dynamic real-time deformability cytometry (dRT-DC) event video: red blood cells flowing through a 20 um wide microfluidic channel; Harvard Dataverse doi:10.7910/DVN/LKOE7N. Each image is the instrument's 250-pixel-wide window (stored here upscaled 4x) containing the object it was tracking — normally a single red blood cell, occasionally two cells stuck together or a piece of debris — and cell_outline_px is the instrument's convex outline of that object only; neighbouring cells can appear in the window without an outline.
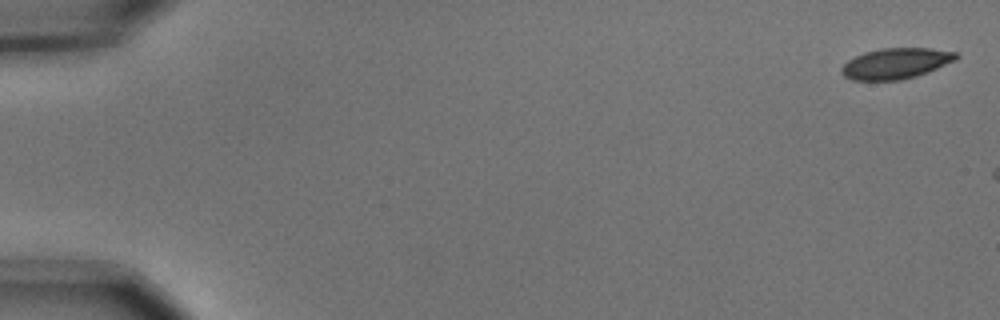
{"species": "common noctule bat (a hibernating species)", "species_latin": "Nyctalus noctula", "temperature_condition": "cold", "stored_images_in_passage": 3, "camera_frame_rate_fps": 3000, "um_per_image_px": 0.085, "animal": {"sex": "male", "body_mass_g": 15.6}, "frame": {"image": 1, "passage_image": 1, "time_ms": 0.0, "image_size_px": [1000, 320], "cell_outline_px": [[960, 56], [956, 60], [916, 76], [900, 80], [852, 80], [844, 76], [840, 72], [840, 68], [848, 60], [864, 52], [880, 48], [932, 48], [956, 52]], "centroid_in_image_um": [76.13, 5.38], "position_along_channel_um": 8.9, "area_um2": 20.52}}